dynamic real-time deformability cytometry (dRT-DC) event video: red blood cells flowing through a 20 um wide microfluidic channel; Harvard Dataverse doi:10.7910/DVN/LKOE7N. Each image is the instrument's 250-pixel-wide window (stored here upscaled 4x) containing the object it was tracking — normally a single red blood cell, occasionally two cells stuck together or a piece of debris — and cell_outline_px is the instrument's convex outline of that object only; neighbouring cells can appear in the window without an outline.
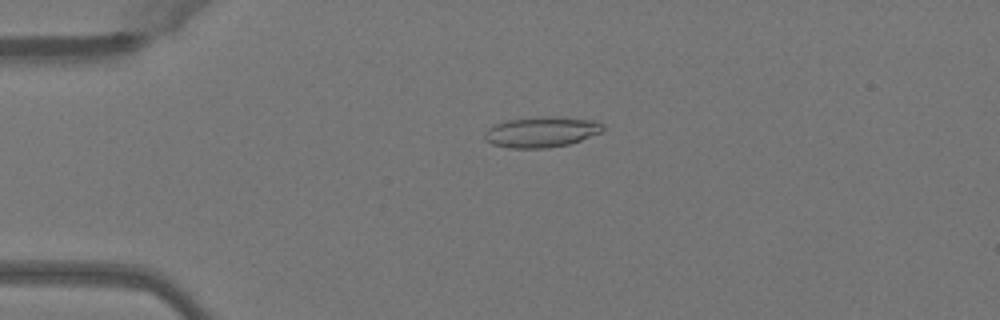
{"species": "Egyptian fruit bat (a non-hibernating species)", "species_latin": "Rousettus aegyptiacus", "temperature_condition": "warm", "stored_images_in_passage": 40, "camera_frame_rate_fps": 3000, "um_per_image_px": 0.085, "animal": {"sex": "female"}, "frame": {"image": 1, "passage_image": 2, "time_ms": 0.333, "image_size_px": [1000, 320], "cell_outline_px": [[604, 128], [600, 132], [580, 140], [568, 144], [548, 148], [508, 148], [492, 144], [484, 140], [484, 132], [488, 128], [496, 124], [508, 120], [544, 116], [560, 116], [596, 120], [604, 124]], "centroid_in_image_um": [46.02, 11.21], "position_along_channel_um": 39.0, "area_um2": 21.21}}
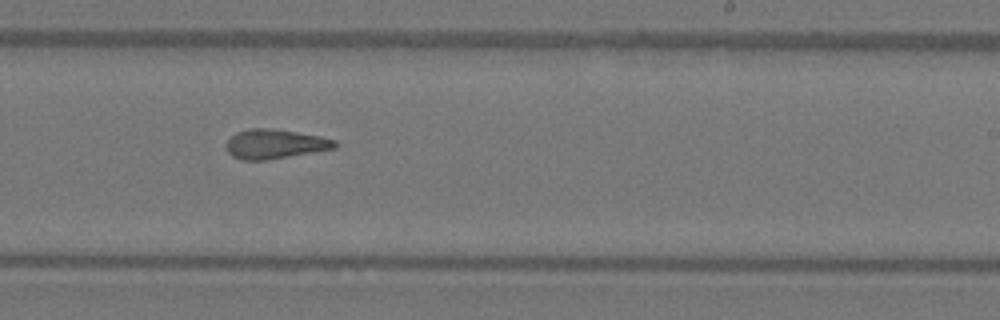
{"frame": {"image": 2, "passage_image": 21, "time_ms": 6.667, "image_size_px": [1000, 320], "cell_outline_px": [[340, 144], [336, 148], [264, 160], [240, 160], [232, 156], [228, 152], [228, 140], [236, 132], [248, 128], [272, 128], [320, 136], [336, 140]], "centroid_in_image_um": [23.39, 12.23], "position_along_channel_um": 265.6, "area_um2": 18.5}}
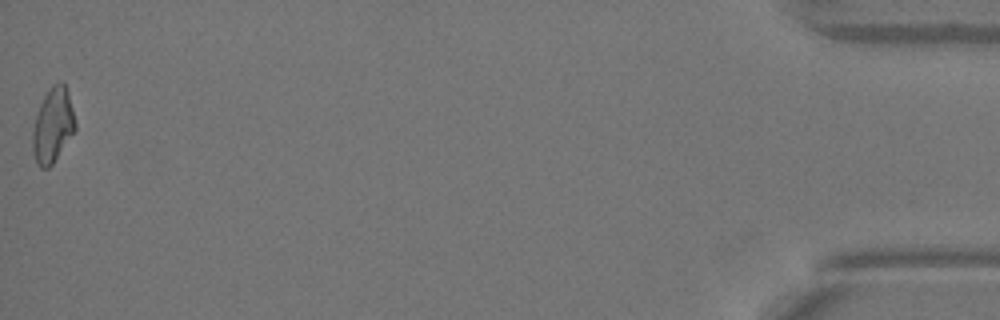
{"frame": {"image": 3, "passage_image": 40, "time_ms": 13.0, "image_size_px": [1000, 320], "cell_outline_px": [[76, 128], [52, 164], [48, 168], [40, 168], [32, 152], [32, 132], [36, 112], [44, 96], [52, 84], [60, 80], [64, 84], [68, 92], [76, 124]], "centroid_in_image_um": [4.47, 10.63], "position_along_channel_um": 430.7, "area_um2": 18.44}, "authors_computed_cell_mechanics": {"area_um2": 18.496, "velocity_mm_per_s": 4.1035, "shape_relaxation_time_tau1_ms": null, "shape_relaxation_time_tau2_ms": 2.9611, "deformation_change_tau1": null, "deformation_change_tau2": 0.1323}}